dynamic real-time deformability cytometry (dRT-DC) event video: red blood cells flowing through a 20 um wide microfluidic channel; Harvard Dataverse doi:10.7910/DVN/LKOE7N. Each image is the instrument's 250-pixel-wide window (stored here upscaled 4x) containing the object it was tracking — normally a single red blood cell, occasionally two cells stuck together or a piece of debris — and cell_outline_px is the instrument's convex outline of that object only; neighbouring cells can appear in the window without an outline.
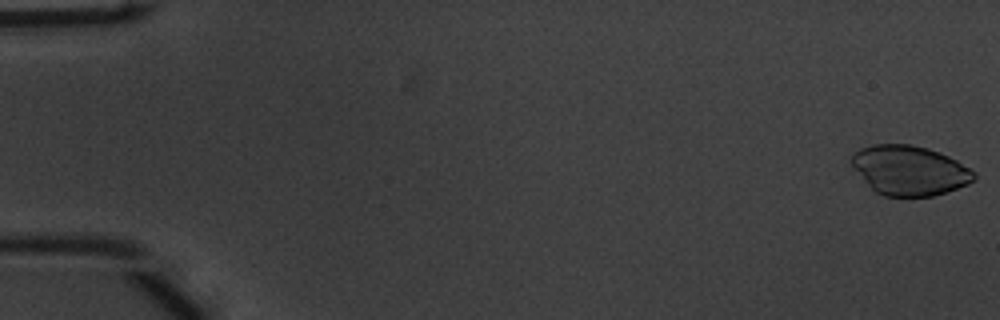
{"species": "common noctule bat (a hibernating species)", "species_latin": "Nyctalus noctula", "temperature_condition": "warm", "stored_images_in_passage": 53, "camera_frame_rate_fps": 3000, "um_per_image_px": 0.085, "animal": {"sex": "male", "body_mass_g": 20.1, "forearm_length_mm": 53.5}, "frame": {"image": 1, "passage_image": 1, "time_ms": 0.0, "image_size_px": [1000, 320], "cell_outline_px": [[976, 176], [968, 184], [932, 196], [884, 196], [876, 192], [872, 188], [852, 164], [852, 156], [860, 148], [872, 144], [912, 144], [928, 148], [948, 156], [972, 168], [976, 172]], "centroid_in_image_um": [77.35, 14.47], "position_along_channel_um": 7.7, "area_um2": 35.03}}